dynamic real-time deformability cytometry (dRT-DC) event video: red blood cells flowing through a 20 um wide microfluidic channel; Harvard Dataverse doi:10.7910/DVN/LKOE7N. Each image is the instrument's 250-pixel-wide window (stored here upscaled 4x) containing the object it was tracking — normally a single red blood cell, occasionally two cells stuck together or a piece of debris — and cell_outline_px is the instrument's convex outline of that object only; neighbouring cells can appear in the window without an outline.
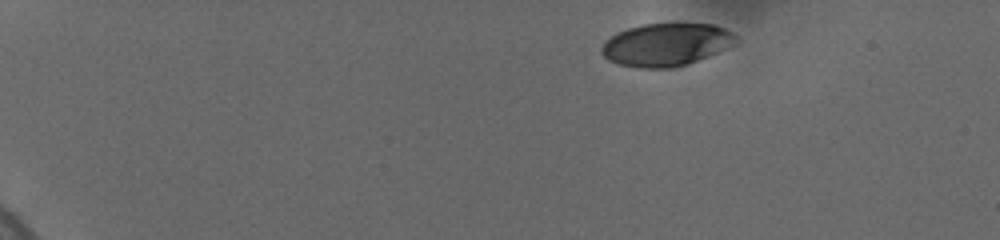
{"species": "human", "species_latin": "Homo sapiens", "temperature_condition": "cold", "stored_images_in_passage": 18, "camera_frame_rate_fps": 3000, "um_per_image_px": 0.085, "donor": {"sex": "female"}, "frame": {"image": 1, "passage_image": 1, "time_ms": 0.0, "image_size_px": [1000, 240], "cell_outline_px": [[740, 40], [736, 44], [688, 64], [672, 68], [640, 68], [620, 64], [608, 60], [600, 52], [600, 48], [604, 40], [616, 32], [628, 28], [644, 24], [676, 20], [716, 24], [732, 32]], "centroid_in_image_um": [56.64, 3.73], "position_along_channel_um": 28.4, "area_um2": 34.68}}
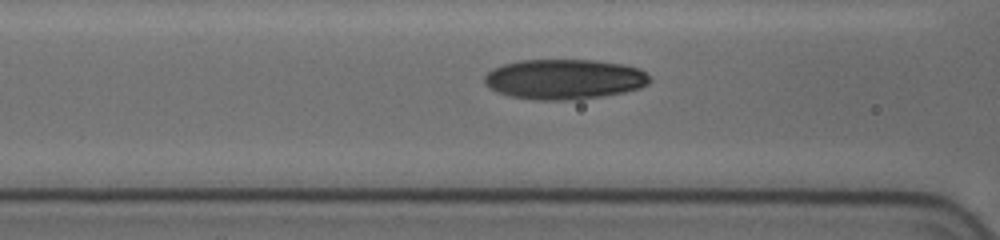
{"frame": {"image": 2, "passage_image": 11, "time_ms": 5.667, "image_size_px": [1000, 240], "cell_outline_px": [[652, 80], [648, 84], [640, 88], [624, 92], [604, 96], [576, 100], [536, 100], [508, 96], [496, 92], [488, 88], [484, 84], [484, 76], [492, 68], [504, 64], [520, 60], [596, 60], [624, 64], [640, 68]], "centroid_in_image_um": [47.95, 6.74], "position_along_channel_um": 118.6, "area_um2": 39.13}}
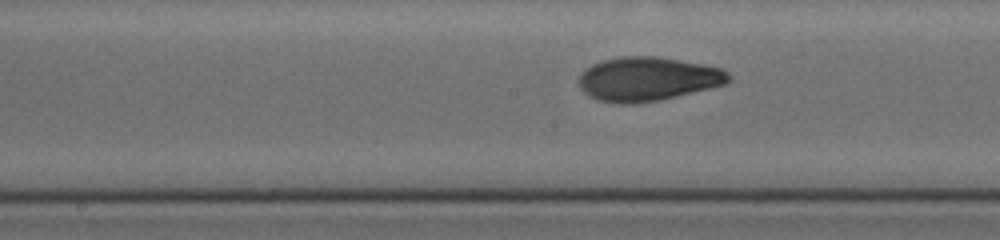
{"frame": {"image": 3, "passage_image": 16, "time_ms": 7.667, "image_size_px": [1000, 240], "cell_outline_px": [[732, 80], [724, 84], [712, 88], [660, 100], [636, 104], [620, 104], [600, 100], [584, 92], [580, 88], [580, 72], [584, 68], [592, 64], [604, 60], [620, 56], [656, 56], [704, 64], [724, 68], [732, 76]], "centroid_in_image_um": [55.1, 6.71], "position_along_channel_um": 193.1, "area_um2": 38.67}}